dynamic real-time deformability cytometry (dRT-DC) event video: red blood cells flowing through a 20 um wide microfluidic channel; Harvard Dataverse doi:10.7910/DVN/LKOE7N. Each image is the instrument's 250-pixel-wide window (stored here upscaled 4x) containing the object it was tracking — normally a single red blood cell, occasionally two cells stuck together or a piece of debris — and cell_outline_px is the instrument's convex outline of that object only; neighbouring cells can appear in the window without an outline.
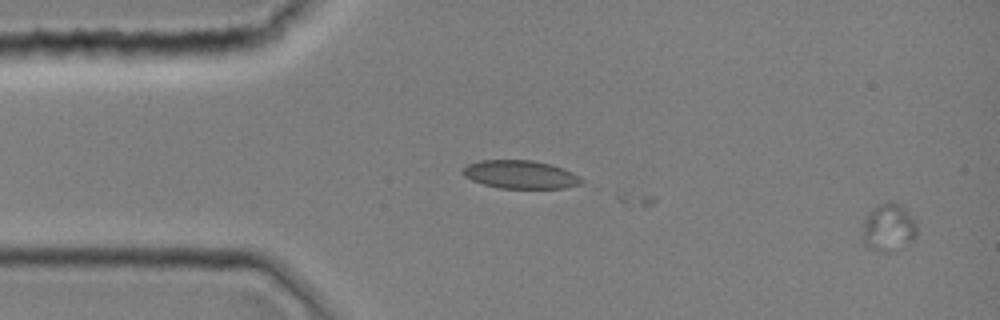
{"species": "common noctule bat (a hibernating species)", "species_latin": "Nyctalus noctula", "temperature_condition": "room temperature", "stored_images_in_passage": 7, "camera_frame_rate_fps": 3000, "um_per_image_px": 0.085, "animal": {"sex": "female", "body_mass_g": 19.0, "forearm_length_mm": 51.5}, "frame": {"image": 1, "passage_image": 1, "time_ms": 0.0, "image_size_px": [1000, 320], "cell_outline_px": [[916, 236], [888, 252], [884, 252], [868, 248], [864, 244], [864, 220], [868, 212], [880, 204], [888, 200], [892, 200], [900, 204], [912, 216], [916, 224]], "centroid_in_image_um": [75.51, 19.28], "position_along_channel_um": 9.5, "area_um2": 14.68}}